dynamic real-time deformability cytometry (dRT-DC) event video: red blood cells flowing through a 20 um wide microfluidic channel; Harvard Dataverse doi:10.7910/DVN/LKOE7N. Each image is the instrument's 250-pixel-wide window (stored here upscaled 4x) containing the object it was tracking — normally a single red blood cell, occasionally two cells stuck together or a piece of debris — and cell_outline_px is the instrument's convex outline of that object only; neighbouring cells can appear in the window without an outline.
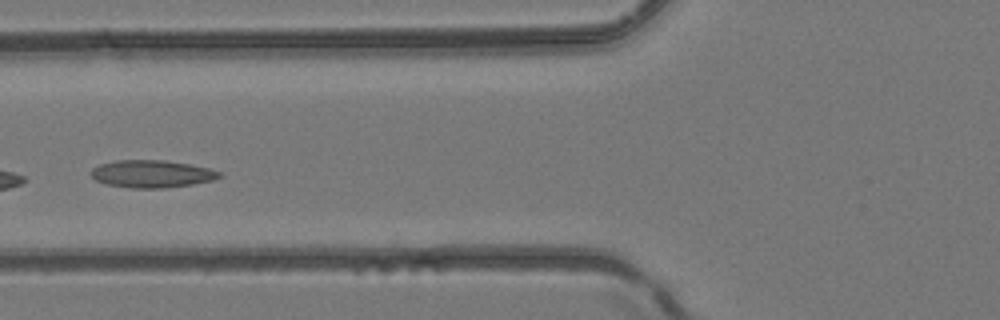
{"species": "common noctule bat (a hibernating species)", "species_latin": "Nyctalus noctula", "temperature_condition": "room temperature", "stored_images_in_passage": 4, "camera_frame_rate_fps": 3000, "um_per_image_px": 0.085, "animal": {"sex": "female", "body_mass_g": 24.6, "forearm_length_mm": 56.2}, "frame": {"image": 1, "passage_image": 4, "time_ms": 1.0, "image_size_px": [1000, 320], "cell_outline_px": [[224, 176], [212, 180], [192, 184], [164, 188], [132, 188], [104, 184], [96, 180], [92, 176], [92, 168], [100, 164], [116, 160], [164, 160], [188, 164], [208, 168], [224, 172]], "centroid_in_image_um": [12.93, 14.78], "position_along_channel_um": 112.9, "area_um2": 20.58}}